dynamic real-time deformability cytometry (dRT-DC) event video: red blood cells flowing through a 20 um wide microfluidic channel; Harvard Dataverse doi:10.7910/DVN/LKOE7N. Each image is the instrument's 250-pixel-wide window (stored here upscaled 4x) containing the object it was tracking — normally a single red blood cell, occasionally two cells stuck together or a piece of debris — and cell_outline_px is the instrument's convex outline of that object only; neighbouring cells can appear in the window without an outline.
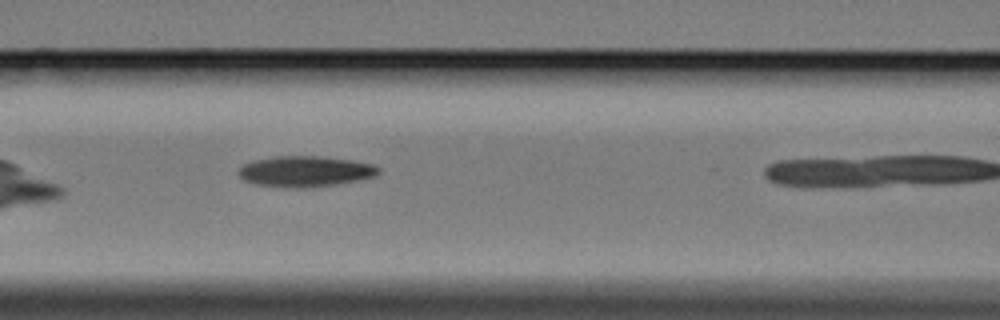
{"species": "Egyptian fruit bat (a non-hibernating species)", "species_latin": "Rousettus aegyptiacus", "temperature_condition": "cold", "stored_images_in_passage": 8, "camera_frame_rate_fps": 3000, "um_per_image_px": 0.085, "animal": {"sex": "female"}, "frame": {"image": 1, "passage_image": 7, "time_ms": 8.0, "image_size_px": [1000, 320], "cell_outline_px": [[380, 172], [376, 176], [360, 180], [332, 184], [256, 184], [244, 180], [236, 172], [240, 164], [252, 160], [276, 156], [324, 156], [352, 160], [372, 164], [380, 168]], "centroid_in_image_um": [25.95, 14.49], "position_along_channel_um": 140.7, "area_um2": 24.04}}